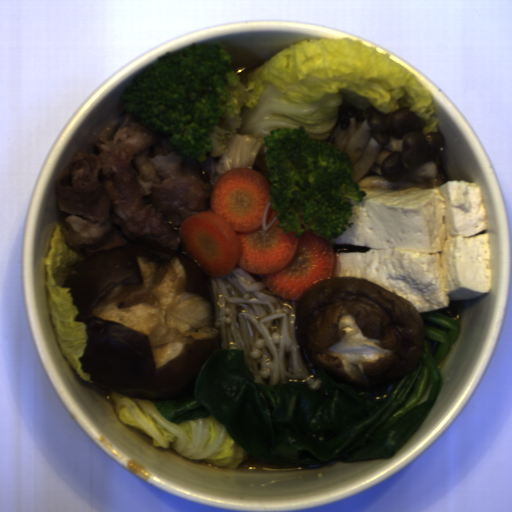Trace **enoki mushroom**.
Listing matches in <instances>:
<instances>
[{
  "label": "enoki mushroom",
  "mask_w": 512,
  "mask_h": 512,
  "mask_svg": "<svg viewBox=\"0 0 512 512\" xmlns=\"http://www.w3.org/2000/svg\"><path fill=\"white\" fill-rule=\"evenodd\" d=\"M215 326L221 327L223 349L242 350L253 380L271 385L298 379L320 389L322 380L303 366L294 335L295 300L274 295L260 275L239 265L224 277H211Z\"/></svg>",
  "instance_id": "enoki-mushroom-1"
},
{
  "label": "enoki mushroom",
  "mask_w": 512,
  "mask_h": 512,
  "mask_svg": "<svg viewBox=\"0 0 512 512\" xmlns=\"http://www.w3.org/2000/svg\"><path fill=\"white\" fill-rule=\"evenodd\" d=\"M264 142L265 139L234 133L228 150L221 154L218 162L211 161L210 183L215 186L217 180L229 169L252 170L256 155Z\"/></svg>",
  "instance_id": "enoki-mushroom-2"
}]
</instances>
